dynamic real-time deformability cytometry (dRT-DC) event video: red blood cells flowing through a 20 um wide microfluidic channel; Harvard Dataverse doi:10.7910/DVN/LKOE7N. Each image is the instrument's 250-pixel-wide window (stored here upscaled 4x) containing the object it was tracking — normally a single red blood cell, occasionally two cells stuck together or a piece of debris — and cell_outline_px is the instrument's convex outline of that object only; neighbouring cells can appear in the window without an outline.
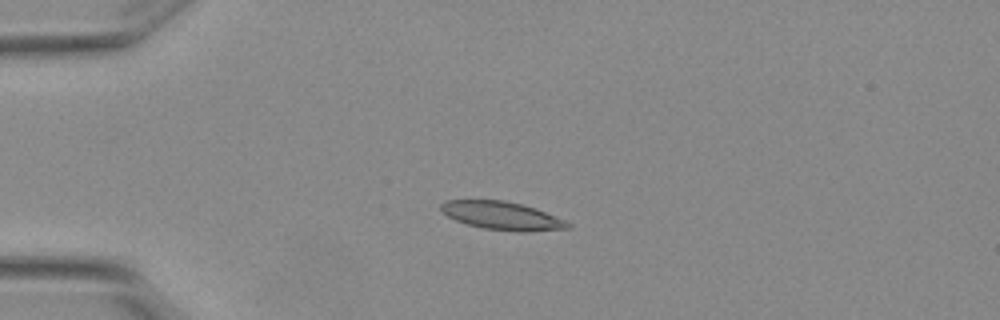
{"species": "Egyptian fruit bat (a non-hibernating species)", "species_latin": "Rousettus aegyptiacus", "temperature_condition": "warm", "stored_images_in_passage": 4, "camera_frame_rate_fps": 3000, "um_per_image_px": 0.085, "animal": {"sex": "female"}, "frame": {"image": 1, "passage_image": 3, "time_ms": 0.667, "image_size_px": [1000, 320], "cell_outline_px": [[572, 228], [524, 232], [520, 232], [484, 228], [468, 224], [456, 220], [448, 216], [440, 208], [440, 204], [444, 200], [504, 200], [536, 208], [564, 220], [572, 224]], "centroid_in_image_um": [42.69, 18.33], "position_along_channel_um": 42.3, "area_um2": 20.69}}